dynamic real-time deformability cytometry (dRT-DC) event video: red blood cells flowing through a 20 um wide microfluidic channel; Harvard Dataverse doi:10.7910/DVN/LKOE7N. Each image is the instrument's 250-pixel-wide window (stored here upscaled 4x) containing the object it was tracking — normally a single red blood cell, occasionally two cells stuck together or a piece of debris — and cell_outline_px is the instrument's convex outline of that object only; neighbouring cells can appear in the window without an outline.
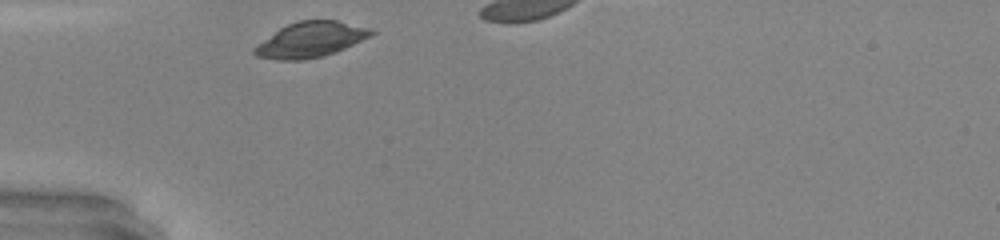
{"species": "common noctule bat (a hibernating species)", "species_latin": "Nyctalus noctula", "temperature_condition": "warm", "stored_images_in_passage": 8, "camera_frame_rate_fps": 3000, "um_per_image_px": 0.085, "animal": {"sex": "male", "body_mass_g": 20.0, "forearm_length_mm": 53.3}, "frame": {"image": 1, "passage_image": 1, "time_ms": 0.0, "image_size_px": [1000, 240], "cell_outline_px": [[376, 32], [344, 48], [320, 56], [300, 60], [280, 60], [256, 56], [252, 52], [252, 48], [280, 28], [288, 24], [300, 20], [336, 20], [368, 28]], "centroid_in_image_um": [26.34, 3.36], "position_along_channel_um": 58.7, "area_um2": 23.35}}
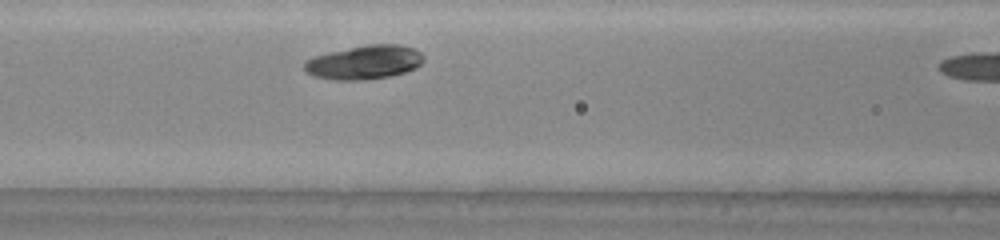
{"frame": {"image": 2, "passage_image": 7, "time_ms": 2.0, "image_size_px": [1000, 240], "cell_outline_px": [[424, 60], [416, 68], [404, 72], [388, 76], [364, 80], [332, 80], [312, 76], [304, 68], [304, 64], [312, 56], [328, 52], [368, 44], [400, 44], [412, 48], [420, 52], [424, 56]], "centroid_in_image_um": [30.96, 5.29], "position_along_channel_um": 135.6, "area_um2": 23.58}}